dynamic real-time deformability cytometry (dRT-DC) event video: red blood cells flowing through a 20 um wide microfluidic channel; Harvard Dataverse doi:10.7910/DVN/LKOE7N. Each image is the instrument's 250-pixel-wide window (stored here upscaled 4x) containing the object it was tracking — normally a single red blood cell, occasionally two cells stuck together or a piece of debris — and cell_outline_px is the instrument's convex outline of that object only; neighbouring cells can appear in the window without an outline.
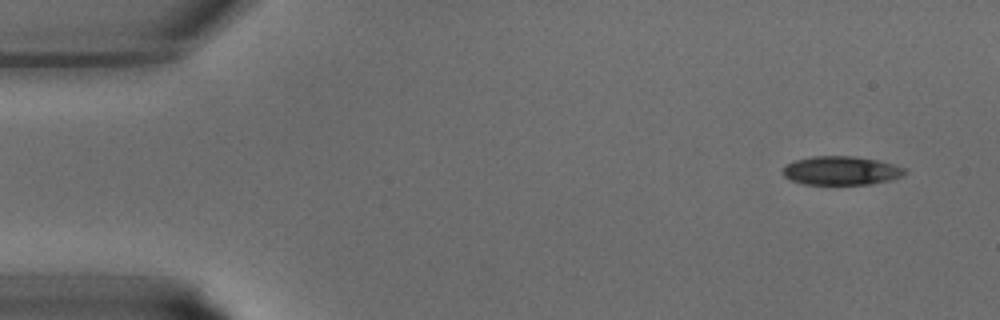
{"species": "common noctule bat (a hibernating species)", "species_latin": "Nyctalus noctula", "temperature_condition": "warm", "stored_images_in_passage": 38, "camera_frame_rate_fps": 3000, "um_per_image_px": 0.085, "animal": {"sex": "male", "body_mass_g": 15.6}, "frame": {"image": 1, "passage_image": 1, "time_ms": 0.0, "image_size_px": [1000, 320], "cell_outline_px": [[908, 172], [904, 176], [872, 184], [804, 184], [792, 180], [784, 176], [784, 168], [788, 164], [796, 160], [812, 156], [852, 156], [876, 160], [892, 164], [904, 168]], "centroid_in_image_um": [71.53, 14.5], "position_along_channel_um": 13.5, "area_um2": 20.17}}
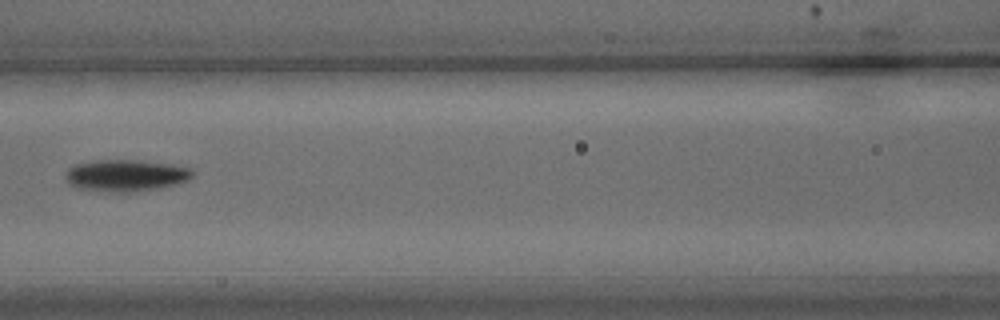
{"frame": {"image": 2, "passage_image": 16, "time_ms": 5.0, "image_size_px": [1000, 320], "cell_outline_px": [[196, 176], [188, 180], [160, 188], [132, 192], [120, 192], [76, 188], [68, 184], [64, 176], [64, 172], [68, 168], [76, 164], [92, 160], [140, 160], [168, 164], [192, 168], [196, 172]], "centroid_in_image_um": [10.69, 14.9], "position_along_channel_um": 155.9, "area_um2": 23.76}}
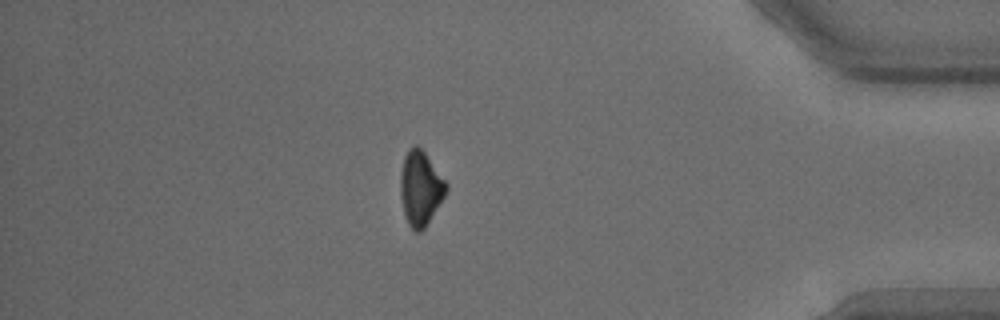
{"frame": {"image": 3, "passage_image": 33, "time_ms": 10.667, "image_size_px": [1000, 320], "cell_outline_px": [[448, 188], [444, 196], [424, 228], [420, 232], [416, 232], [408, 224], [404, 212], [400, 196], [400, 172], [404, 156], [408, 148], [416, 144], [424, 152], [448, 184]], "centroid_in_image_um": [35.71, 15.97], "position_along_channel_um": 399.5, "area_um2": 19.65}}